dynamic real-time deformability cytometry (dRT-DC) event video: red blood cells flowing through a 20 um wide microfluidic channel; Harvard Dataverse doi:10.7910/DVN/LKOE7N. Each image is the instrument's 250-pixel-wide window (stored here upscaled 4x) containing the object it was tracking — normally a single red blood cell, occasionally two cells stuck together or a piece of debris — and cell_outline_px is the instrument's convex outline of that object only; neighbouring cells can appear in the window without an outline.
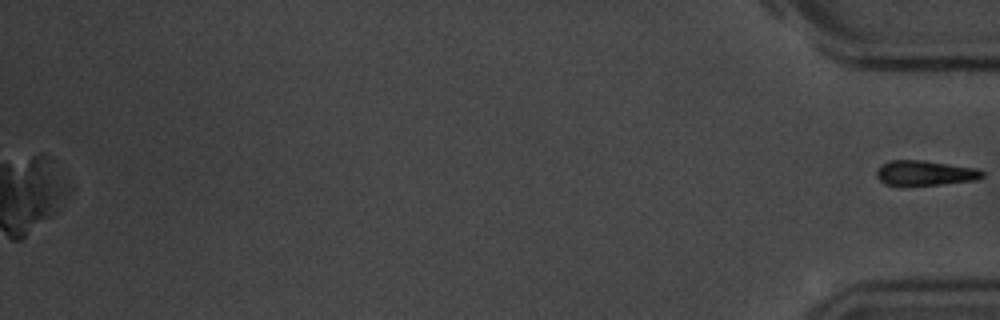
{"species": "common noctule bat (a hibernating species)", "species_latin": "Nyctalus noctula", "temperature_condition": "room temperature", "stored_images_in_passage": 15, "camera_frame_rate_fps": 3000, "um_per_image_px": 0.085, "animal": {"sex": "male", "body_mass_g": 20.1, "forearm_length_mm": 53.5}, "frame": {"image": 1, "passage_image": 15, "time_ms": 18.0, "image_size_px": [1000, 320], "cell_outline_px": [[984, 176], [976, 180], [904, 188], [900, 188], [884, 184], [876, 176], [876, 172], [880, 164], [888, 160], [924, 160], [976, 168], [984, 172]], "centroid_in_image_um": [78.54, 14.74], "position_along_channel_um": 356.7, "area_um2": 16.07}}